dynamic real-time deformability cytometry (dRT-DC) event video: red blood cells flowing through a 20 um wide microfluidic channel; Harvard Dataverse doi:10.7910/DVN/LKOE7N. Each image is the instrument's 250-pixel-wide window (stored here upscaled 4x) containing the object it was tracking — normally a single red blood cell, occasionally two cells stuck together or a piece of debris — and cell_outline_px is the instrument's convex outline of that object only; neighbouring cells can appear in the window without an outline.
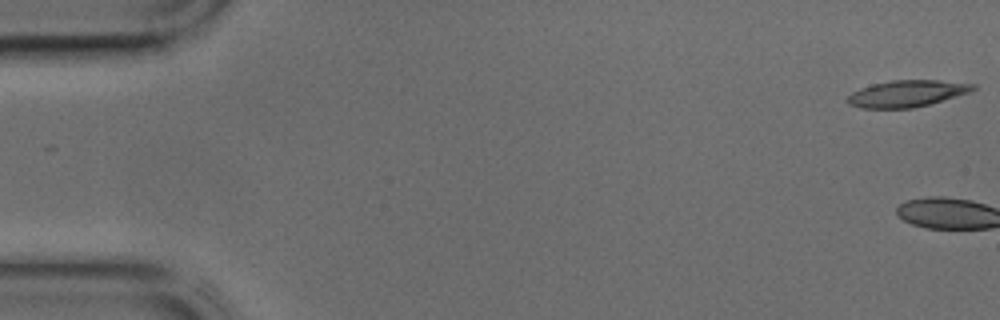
{"species": "common noctule bat (a hibernating species)", "species_latin": "Nyctalus noctula", "temperature_condition": "cold", "stored_images_in_passage": 2, "camera_frame_rate_fps": 3000, "um_per_image_px": 0.085, "animal": {"sex": "male", "body_mass_g": 17.9, "forearm_length_mm": 54.2}, "frame": {"image": 1, "passage_image": 1, "time_ms": 0.0, "image_size_px": [1000, 320], "cell_outline_px": [[976, 88], [968, 92], [928, 104], [912, 108], [860, 108], [848, 104], [848, 96], [852, 92], [860, 88], [872, 84], [892, 80], [940, 80], [976, 84]], "centroid_in_image_um": [77.05, 7.94], "position_along_channel_um": 7.9, "area_um2": 19.25}}